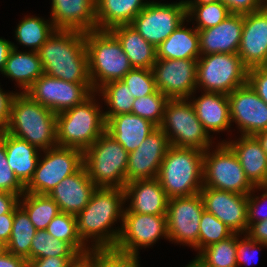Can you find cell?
I'll return each mask as SVG.
<instances>
[{
  "label": "cell",
  "instance_id": "cell-3",
  "mask_svg": "<svg viewBox=\"0 0 267 267\" xmlns=\"http://www.w3.org/2000/svg\"><path fill=\"white\" fill-rule=\"evenodd\" d=\"M5 131L41 151L57 146L56 114L26 93L14 96Z\"/></svg>",
  "mask_w": 267,
  "mask_h": 267
},
{
  "label": "cell",
  "instance_id": "cell-25",
  "mask_svg": "<svg viewBox=\"0 0 267 267\" xmlns=\"http://www.w3.org/2000/svg\"><path fill=\"white\" fill-rule=\"evenodd\" d=\"M235 153L249 181L254 186H267V155L253 135H240L237 140H222Z\"/></svg>",
  "mask_w": 267,
  "mask_h": 267
},
{
  "label": "cell",
  "instance_id": "cell-12",
  "mask_svg": "<svg viewBox=\"0 0 267 267\" xmlns=\"http://www.w3.org/2000/svg\"><path fill=\"white\" fill-rule=\"evenodd\" d=\"M183 22H190L187 20V9L183 0L171 4L153 0L136 15L130 25L146 41L157 47Z\"/></svg>",
  "mask_w": 267,
  "mask_h": 267
},
{
  "label": "cell",
  "instance_id": "cell-5",
  "mask_svg": "<svg viewBox=\"0 0 267 267\" xmlns=\"http://www.w3.org/2000/svg\"><path fill=\"white\" fill-rule=\"evenodd\" d=\"M204 152L170 146L159 168L157 179L167 197H188L203 187Z\"/></svg>",
  "mask_w": 267,
  "mask_h": 267
},
{
  "label": "cell",
  "instance_id": "cell-17",
  "mask_svg": "<svg viewBox=\"0 0 267 267\" xmlns=\"http://www.w3.org/2000/svg\"><path fill=\"white\" fill-rule=\"evenodd\" d=\"M231 124L234 122L241 135H255L267 130V104L248 82L229 93Z\"/></svg>",
  "mask_w": 267,
  "mask_h": 267
},
{
  "label": "cell",
  "instance_id": "cell-37",
  "mask_svg": "<svg viewBox=\"0 0 267 267\" xmlns=\"http://www.w3.org/2000/svg\"><path fill=\"white\" fill-rule=\"evenodd\" d=\"M237 233L203 248L195 259L202 267H237L236 253Z\"/></svg>",
  "mask_w": 267,
  "mask_h": 267
},
{
  "label": "cell",
  "instance_id": "cell-19",
  "mask_svg": "<svg viewBox=\"0 0 267 267\" xmlns=\"http://www.w3.org/2000/svg\"><path fill=\"white\" fill-rule=\"evenodd\" d=\"M170 146L167 135L157 127L136 150L128 153L127 183L157 178L161 163Z\"/></svg>",
  "mask_w": 267,
  "mask_h": 267
},
{
  "label": "cell",
  "instance_id": "cell-54",
  "mask_svg": "<svg viewBox=\"0 0 267 267\" xmlns=\"http://www.w3.org/2000/svg\"><path fill=\"white\" fill-rule=\"evenodd\" d=\"M13 220L14 213L0 215V241L5 244L8 243L11 237Z\"/></svg>",
  "mask_w": 267,
  "mask_h": 267
},
{
  "label": "cell",
  "instance_id": "cell-24",
  "mask_svg": "<svg viewBox=\"0 0 267 267\" xmlns=\"http://www.w3.org/2000/svg\"><path fill=\"white\" fill-rule=\"evenodd\" d=\"M123 189L125 202L129 204L124 211L167 215L169 198L157 178L135 180L126 183Z\"/></svg>",
  "mask_w": 267,
  "mask_h": 267
},
{
  "label": "cell",
  "instance_id": "cell-2",
  "mask_svg": "<svg viewBox=\"0 0 267 267\" xmlns=\"http://www.w3.org/2000/svg\"><path fill=\"white\" fill-rule=\"evenodd\" d=\"M37 52L44 74L71 83L91 84L83 32L56 29Z\"/></svg>",
  "mask_w": 267,
  "mask_h": 267
},
{
  "label": "cell",
  "instance_id": "cell-51",
  "mask_svg": "<svg viewBox=\"0 0 267 267\" xmlns=\"http://www.w3.org/2000/svg\"><path fill=\"white\" fill-rule=\"evenodd\" d=\"M1 86V85H0ZM17 92H6L0 87V133L6 130L9 118L11 103Z\"/></svg>",
  "mask_w": 267,
  "mask_h": 267
},
{
  "label": "cell",
  "instance_id": "cell-40",
  "mask_svg": "<svg viewBox=\"0 0 267 267\" xmlns=\"http://www.w3.org/2000/svg\"><path fill=\"white\" fill-rule=\"evenodd\" d=\"M187 9V20L196 21L197 30H204L218 25L225 20L231 12L221 2L207 4H185Z\"/></svg>",
  "mask_w": 267,
  "mask_h": 267
},
{
  "label": "cell",
  "instance_id": "cell-55",
  "mask_svg": "<svg viewBox=\"0 0 267 267\" xmlns=\"http://www.w3.org/2000/svg\"><path fill=\"white\" fill-rule=\"evenodd\" d=\"M27 260L8 251L0 256V267H26Z\"/></svg>",
  "mask_w": 267,
  "mask_h": 267
},
{
  "label": "cell",
  "instance_id": "cell-18",
  "mask_svg": "<svg viewBox=\"0 0 267 267\" xmlns=\"http://www.w3.org/2000/svg\"><path fill=\"white\" fill-rule=\"evenodd\" d=\"M204 210L216 216L234 233L246 234L248 230L247 195L221 191L203 186L199 192Z\"/></svg>",
  "mask_w": 267,
  "mask_h": 267
},
{
  "label": "cell",
  "instance_id": "cell-7",
  "mask_svg": "<svg viewBox=\"0 0 267 267\" xmlns=\"http://www.w3.org/2000/svg\"><path fill=\"white\" fill-rule=\"evenodd\" d=\"M83 166L97 187L124 188L128 152L108 132L83 152Z\"/></svg>",
  "mask_w": 267,
  "mask_h": 267
},
{
  "label": "cell",
  "instance_id": "cell-29",
  "mask_svg": "<svg viewBox=\"0 0 267 267\" xmlns=\"http://www.w3.org/2000/svg\"><path fill=\"white\" fill-rule=\"evenodd\" d=\"M12 42L5 68L1 74L15 80L19 93H26L34 82L43 74L41 60L36 51H20Z\"/></svg>",
  "mask_w": 267,
  "mask_h": 267
},
{
  "label": "cell",
  "instance_id": "cell-47",
  "mask_svg": "<svg viewBox=\"0 0 267 267\" xmlns=\"http://www.w3.org/2000/svg\"><path fill=\"white\" fill-rule=\"evenodd\" d=\"M262 191L263 193L256 196L257 191ZM248 211H247V223L248 227L256 222H261L267 220V206L263 208L264 203L267 202V186H255V188L247 195ZM267 204V203H266ZM262 207V208H261ZM265 211H262V210ZM263 212V213H262ZM265 213V214H264Z\"/></svg>",
  "mask_w": 267,
  "mask_h": 267
},
{
  "label": "cell",
  "instance_id": "cell-59",
  "mask_svg": "<svg viewBox=\"0 0 267 267\" xmlns=\"http://www.w3.org/2000/svg\"><path fill=\"white\" fill-rule=\"evenodd\" d=\"M7 252V244L4 242L0 241V256L5 254Z\"/></svg>",
  "mask_w": 267,
  "mask_h": 267
},
{
  "label": "cell",
  "instance_id": "cell-57",
  "mask_svg": "<svg viewBox=\"0 0 267 267\" xmlns=\"http://www.w3.org/2000/svg\"><path fill=\"white\" fill-rule=\"evenodd\" d=\"M254 136L258 139L263 150L266 152L267 155V130L260 131L256 133Z\"/></svg>",
  "mask_w": 267,
  "mask_h": 267
},
{
  "label": "cell",
  "instance_id": "cell-39",
  "mask_svg": "<svg viewBox=\"0 0 267 267\" xmlns=\"http://www.w3.org/2000/svg\"><path fill=\"white\" fill-rule=\"evenodd\" d=\"M46 231L54 238L69 243L83 258L90 252L77 232V219L72 214L58 213L48 224Z\"/></svg>",
  "mask_w": 267,
  "mask_h": 267
},
{
  "label": "cell",
  "instance_id": "cell-21",
  "mask_svg": "<svg viewBox=\"0 0 267 267\" xmlns=\"http://www.w3.org/2000/svg\"><path fill=\"white\" fill-rule=\"evenodd\" d=\"M243 24L244 14L231 13L218 25L197 30L201 55L238 54Z\"/></svg>",
  "mask_w": 267,
  "mask_h": 267
},
{
  "label": "cell",
  "instance_id": "cell-44",
  "mask_svg": "<svg viewBox=\"0 0 267 267\" xmlns=\"http://www.w3.org/2000/svg\"><path fill=\"white\" fill-rule=\"evenodd\" d=\"M121 81L128 86L135 99L153 94L157 90L151 69L132 68Z\"/></svg>",
  "mask_w": 267,
  "mask_h": 267
},
{
  "label": "cell",
  "instance_id": "cell-49",
  "mask_svg": "<svg viewBox=\"0 0 267 267\" xmlns=\"http://www.w3.org/2000/svg\"><path fill=\"white\" fill-rule=\"evenodd\" d=\"M83 257H46L27 261L26 267H75Z\"/></svg>",
  "mask_w": 267,
  "mask_h": 267
},
{
  "label": "cell",
  "instance_id": "cell-14",
  "mask_svg": "<svg viewBox=\"0 0 267 267\" xmlns=\"http://www.w3.org/2000/svg\"><path fill=\"white\" fill-rule=\"evenodd\" d=\"M204 211L200 193L170 198L167 207L168 241L198 251L199 223Z\"/></svg>",
  "mask_w": 267,
  "mask_h": 267
},
{
  "label": "cell",
  "instance_id": "cell-11",
  "mask_svg": "<svg viewBox=\"0 0 267 267\" xmlns=\"http://www.w3.org/2000/svg\"><path fill=\"white\" fill-rule=\"evenodd\" d=\"M41 152L34 175L25 186L27 193L49 194L64 178L83 167V152L79 149L55 146Z\"/></svg>",
  "mask_w": 267,
  "mask_h": 267
},
{
  "label": "cell",
  "instance_id": "cell-16",
  "mask_svg": "<svg viewBox=\"0 0 267 267\" xmlns=\"http://www.w3.org/2000/svg\"><path fill=\"white\" fill-rule=\"evenodd\" d=\"M155 86L169 99L189 98L197 90V59H157Z\"/></svg>",
  "mask_w": 267,
  "mask_h": 267
},
{
  "label": "cell",
  "instance_id": "cell-28",
  "mask_svg": "<svg viewBox=\"0 0 267 267\" xmlns=\"http://www.w3.org/2000/svg\"><path fill=\"white\" fill-rule=\"evenodd\" d=\"M0 140L5 144L9 167L19 181L26 186L34 175L41 150L6 131L0 133Z\"/></svg>",
  "mask_w": 267,
  "mask_h": 267
},
{
  "label": "cell",
  "instance_id": "cell-36",
  "mask_svg": "<svg viewBox=\"0 0 267 267\" xmlns=\"http://www.w3.org/2000/svg\"><path fill=\"white\" fill-rule=\"evenodd\" d=\"M96 93L97 96H101L104 103H106V109H109L103 112L105 122L112 116L132 112L135 98L129 91L128 86L121 80L111 81L104 84L96 91Z\"/></svg>",
  "mask_w": 267,
  "mask_h": 267
},
{
  "label": "cell",
  "instance_id": "cell-22",
  "mask_svg": "<svg viewBox=\"0 0 267 267\" xmlns=\"http://www.w3.org/2000/svg\"><path fill=\"white\" fill-rule=\"evenodd\" d=\"M96 0H52L50 19L57 30H97Z\"/></svg>",
  "mask_w": 267,
  "mask_h": 267
},
{
  "label": "cell",
  "instance_id": "cell-41",
  "mask_svg": "<svg viewBox=\"0 0 267 267\" xmlns=\"http://www.w3.org/2000/svg\"><path fill=\"white\" fill-rule=\"evenodd\" d=\"M83 259L90 267H140L138 255L114 248L92 249Z\"/></svg>",
  "mask_w": 267,
  "mask_h": 267
},
{
  "label": "cell",
  "instance_id": "cell-43",
  "mask_svg": "<svg viewBox=\"0 0 267 267\" xmlns=\"http://www.w3.org/2000/svg\"><path fill=\"white\" fill-rule=\"evenodd\" d=\"M168 100L167 96L156 90L153 94L135 99L131 113L147 119L159 127Z\"/></svg>",
  "mask_w": 267,
  "mask_h": 267
},
{
  "label": "cell",
  "instance_id": "cell-26",
  "mask_svg": "<svg viewBox=\"0 0 267 267\" xmlns=\"http://www.w3.org/2000/svg\"><path fill=\"white\" fill-rule=\"evenodd\" d=\"M194 94H196V91L188 99L209 136L213 138L210 132L220 133L226 130L230 132L229 128L232 124L228 96L221 93L201 91V96L196 98L193 96Z\"/></svg>",
  "mask_w": 267,
  "mask_h": 267
},
{
  "label": "cell",
  "instance_id": "cell-53",
  "mask_svg": "<svg viewBox=\"0 0 267 267\" xmlns=\"http://www.w3.org/2000/svg\"><path fill=\"white\" fill-rule=\"evenodd\" d=\"M19 199L16 194L0 191V215L14 213V209L19 205Z\"/></svg>",
  "mask_w": 267,
  "mask_h": 267
},
{
  "label": "cell",
  "instance_id": "cell-34",
  "mask_svg": "<svg viewBox=\"0 0 267 267\" xmlns=\"http://www.w3.org/2000/svg\"><path fill=\"white\" fill-rule=\"evenodd\" d=\"M36 232L37 229L31 222L27 212L18 205L14 209L12 233L7 243V251L30 261L31 242Z\"/></svg>",
  "mask_w": 267,
  "mask_h": 267
},
{
  "label": "cell",
  "instance_id": "cell-60",
  "mask_svg": "<svg viewBox=\"0 0 267 267\" xmlns=\"http://www.w3.org/2000/svg\"><path fill=\"white\" fill-rule=\"evenodd\" d=\"M185 267H202V266H201V264L196 259H193Z\"/></svg>",
  "mask_w": 267,
  "mask_h": 267
},
{
  "label": "cell",
  "instance_id": "cell-50",
  "mask_svg": "<svg viewBox=\"0 0 267 267\" xmlns=\"http://www.w3.org/2000/svg\"><path fill=\"white\" fill-rule=\"evenodd\" d=\"M222 2L234 14L251 13L266 7L262 0H222Z\"/></svg>",
  "mask_w": 267,
  "mask_h": 267
},
{
  "label": "cell",
  "instance_id": "cell-10",
  "mask_svg": "<svg viewBox=\"0 0 267 267\" xmlns=\"http://www.w3.org/2000/svg\"><path fill=\"white\" fill-rule=\"evenodd\" d=\"M248 69L238 54H209L197 59V90L228 95L247 83Z\"/></svg>",
  "mask_w": 267,
  "mask_h": 267
},
{
  "label": "cell",
  "instance_id": "cell-56",
  "mask_svg": "<svg viewBox=\"0 0 267 267\" xmlns=\"http://www.w3.org/2000/svg\"><path fill=\"white\" fill-rule=\"evenodd\" d=\"M12 49V42L9 40H6L5 38L3 39L0 37V72L2 73L6 62L8 55Z\"/></svg>",
  "mask_w": 267,
  "mask_h": 267
},
{
  "label": "cell",
  "instance_id": "cell-1",
  "mask_svg": "<svg viewBox=\"0 0 267 267\" xmlns=\"http://www.w3.org/2000/svg\"><path fill=\"white\" fill-rule=\"evenodd\" d=\"M126 205L123 188H96L88 204L76 215L77 232L90 250L115 247ZM118 221L120 226L113 227Z\"/></svg>",
  "mask_w": 267,
  "mask_h": 267
},
{
  "label": "cell",
  "instance_id": "cell-15",
  "mask_svg": "<svg viewBox=\"0 0 267 267\" xmlns=\"http://www.w3.org/2000/svg\"><path fill=\"white\" fill-rule=\"evenodd\" d=\"M94 93L92 84H79L42 74L26 92L55 114L82 104Z\"/></svg>",
  "mask_w": 267,
  "mask_h": 267
},
{
  "label": "cell",
  "instance_id": "cell-38",
  "mask_svg": "<svg viewBox=\"0 0 267 267\" xmlns=\"http://www.w3.org/2000/svg\"><path fill=\"white\" fill-rule=\"evenodd\" d=\"M52 256L82 257L69 243L54 238L46 230H37L31 242L30 260Z\"/></svg>",
  "mask_w": 267,
  "mask_h": 267
},
{
  "label": "cell",
  "instance_id": "cell-30",
  "mask_svg": "<svg viewBox=\"0 0 267 267\" xmlns=\"http://www.w3.org/2000/svg\"><path fill=\"white\" fill-rule=\"evenodd\" d=\"M121 43L133 68L152 69L157 60L156 47L146 41L130 24L109 30Z\"/></svg>",
  "mask_w": 267,
  "mask_h": 267
},
{
  "label": "cell",
  "instance_id": "cell-6",
  "mask_svg": "<svg viewBox=\"0 0 267 267\" xmlns=\"http://www.w3.org/2000/svg\"><path fill=\"white\" fill-rule=\"evenodd\" d=\"M88 71L94 92L104 84L121 80L133 67L121 43L109 30L84 33Z\"/></svg>",
  "mask_w": 267,
  "mask_h": 267
},
{
  "label": "cell",
  "instance_id": "cell-42",
  "mask_svg": "<svg viewBox=\"0 0 267 267\" xmlns=\"http://www.w3.org/2000/svg\"><path fill=\"white\" fill-rule=\"evenodd\" d=\"M233 233L216 216L204 210L199 223L198 253L203 248L230 237Z\"/></svg>",
  "mask_w": 267,
  "mask_h": 267
},
{
  "label": "cell",
  "instance_id": "cell-58",
  "mask_svg": "<svg viewBox=\"0 0 267 267\" xmlns=\"http://www.w3.org/2000/svg\"><path fill=\"white\" fill-rule=\"evenodd\" d=\"M184 4H207L214 2H221L222 0H183Z\"/></svg>",
  "mask_w": 267,
  "mask_h": 267
},
{
  "label": "cell",
  "instance_id": "cell-52",
  "mask_svg": "<svg viewBox=\"0 0 267 267\" xmlns=\"http://www.w3.org/2000/svg\"><path fill=\"white\" fill-rule=\"evenodd\" d=\"M246 234L256 242L267 245V220L251 224Z\"/></svg>",
  "mask_w": 267,
  "mask_h": 267
},
{
  "label": "cell",
  "instance_id": "cell-45",
  "mask_svg": "<svg viewBox=\"0 0 267 267\" xmlns=\"http://www.w3.org/2000/svg\"><path fill=\"white\" fill-rule=\"evenodd\" d=\"M0 191L16 194L19 198L25 193V186L15 176L7 163L5 144L0 140Z\"/></svg>",
  "mask_w": 267,
  "mask_h": 267
},
{
  "label": "cell",
  "instance_id": "cell-8",
  "mask_svg": "<svg viewBox=\"0 0 267 267\" xmlns=\"http://www.w3.org/2000/svg\"><path fill=\"white\" fill-rule=\"evenodd\" d=\"M159 128L167 135L171 146L203 152L214 147L215 142L203 128L188 98L168 100Z\"/></svg>",
  "mask_w": 267,
  "mask_h": 267
},
{
  "label": "cell",
  "instance_id": "cell-46",
  "mask_svg": "<svg viewBox=\"0 0 267 267\" xmlns=\"http://www.w3.org/2000/svg\"><path fill=\"white\" fill-rule=\"evenodd\" d=\"M261 246L267 248L266 244L256 242L255 240L251 239L247 234L237 233V267H241L242 265H250L251 263H253V260H255L257 258V255L259 254L258 251L262 249Z\"/></svg>",
  "mask_w": 267,
  "mask_h": 267
},
{
  "label": "cell",
  "instance_id": "cell-4",
  "mask_svg": "<svg viewBox=\"0 0 267 267\" xmlns=\"http://www.w3.org/2000/svg\"><path fill=\"white\" fill-rule=\"evenodd\" d=\"M94 92L82 104L56 114L57 146L84 152L105 131L102 106Z\"/></svg>",
  "mask_w": 267,
  "mask_h": 267
},
{
  "label": "cell",
  "instance_id": "cell-9",
  "mask_svg": "<svg viewBox=\"0 0 267 267\" xmlns=\"http://www.w3.org/2000/svg\"><path fill=\"white\" fill-rule=\"evenodd\" d=\"M215 147L204 151L203 186L248 195L255 186L247 178L235 153L225 142H218Z\"/></svg>",
  "mask_w": 267,
  "mask_h": 267
},
{
  "label": "cell",
  "instance_id": "cell-20",
  "mask_svg": "<svg viewBox=\"0 0 267 267\" xmlns=\"http://www.w3.org/2000/svg\"><path fill=\"white\" fill-rule=\"evenodd\" d=\"M238 55L247 69L267 64V6L244 14Z\"/></svg>",
  "mask_w": 267,
  "mask_h": 267
},
{
  "label": "cell",
  "instance_id": "cell-32",
  "mask_svg": "<svg viewBox=\"0 0 267 267\" xmlns=\"http://www.w3.org/2000/svg\"><path fill=\"white\" fill-rule=\"evenodd\" d=\"M183 22L156 47L157 59H198L201 56L199 34Z\"/></svg>",
  "mask_w": 267,
  "mask_h": 267
},
{
  "label": "cell",
  "instance_id": "cell-35",
  "mask_svg": "<svg viewBox=\"0 0 267 267\" xmlns=\"http://www.w3.org/2000/svg\"><path fill=\"white\" fill-rule=\"evenodd\" d=\"M20 198L19 205L27 212L37 230H46L50 221L60 213L58 204L48 194L25 192Z\"/></svg>",
  "mask_w": 267,
  "mask_h": 267
},
{
  "label": "cell",
  "instance_id": "cell-27",
  "mask_svg": "<svg viewBox=\"0 0 267 267\" xmlns=\"http://www.w3.org/2000/svg\"><path fill=\"white\" fill-rule=\"evenodd\" d=\"M157 126L132 113L112 116L106 121L108 132L128 152L136 150Z\"/></svg>",
  "mask_w": 267,
  "mask_h": 267
},
{
  "label": "cell",
  "instance_id": "cell-13",
  "mask_svg": "<svg viewBox=\"0 0 267 267\" xmlns=\"http://www.w3.org/2000/svg\"><path fill=\"white\" fill-rule=\"evenodd\" d=\"M167 234V215H153L124 211L121 231L114 249L139 255L141 248H149Z\"/></svg>",
  "mask_w": 267,
  "mask_h": 267
},
{
  "label": "cell",
  "instance_id": "cell-48",
  "mask_svg": "<svg viewBox=\"0 0 267 267\" xmlns=\"http://www.w3.org/2000/svg\"><path fill=\"white\" fill-rule=\"evenodd\" d=\"M247 82L267 104V67L263 66L248 69Z\"/></svg>",
  "mask_w": 267,
  "mask_h": 267
},
{
  "label": "cell",
  "instance_id": "cell-62",
  "mask_svg": "<svg viewBox=\"0 0 267 267\" xmlns=\"http://www.w3.org/2000/svg\"><path fill=\"white\" fill-rule=\"evenodd\" d=\"M262 2L267 6V0H262Z\"/></svg>",
  "mask_w": 267,
  "mask_h": 267
},
{
  "label": "cell",
  "instance_id": "cell-31",
  "mask_svg": "<svg viewBox=\"0 0 267 267\" xmlns=\"http://www.w3.org/2000/svg\"><path fill=\"white\" fill-rule=\"evenodd\" d=\"M144 0H96L97 30H110L117 25L130 24L149 1Z\"/></svg>",
  "mask_w": 267,
  "mask_h": 267
},
{
  "label": "cell",
  "instance_id": "cell-23",
  "mask_svg": "<svg viewBox=\"0 0 267 267\" xmlns=\"http://www.w3.org/2000/svg\"><path fill=\"white\" fill-rule=\"evenodd\" d=\"M96 188L83 166L64 178L48 195L58 204L60 212L76 216L88 204Z\"/></svg>",
  "mask_w": 267,
  "mask_h": 267
},
{
  "label": "cell",
  "instance_id": "cell-33",
  "mask_svg": "<svg viewBox=\"0 0 267 267\" xmlns=\"http://www.w3.org/2000/svg\"><path fill=\"white\" fill-rule=\"evenodd\" d=\"M55 30L51 19L26 15L19 21L14 32L20 45L37 52Z\"/></svg>",
  "mask_w": 267,
  "mask_h": 267
},
{
  "label": "cell",
  "instance_id": "cell-61",
  "mask_svg": "<svg viewBox=\"0 0 267 267\" xmlns=\"http://www.w3.org/2000/svg\"><path fill=\"white\" fill-rule=\"evenodd\" d=\"M75 267H90V265L82 259Z\"/></svg>",
  "mask_w": 267,
  "mask_h": 267
}]
</instances>
